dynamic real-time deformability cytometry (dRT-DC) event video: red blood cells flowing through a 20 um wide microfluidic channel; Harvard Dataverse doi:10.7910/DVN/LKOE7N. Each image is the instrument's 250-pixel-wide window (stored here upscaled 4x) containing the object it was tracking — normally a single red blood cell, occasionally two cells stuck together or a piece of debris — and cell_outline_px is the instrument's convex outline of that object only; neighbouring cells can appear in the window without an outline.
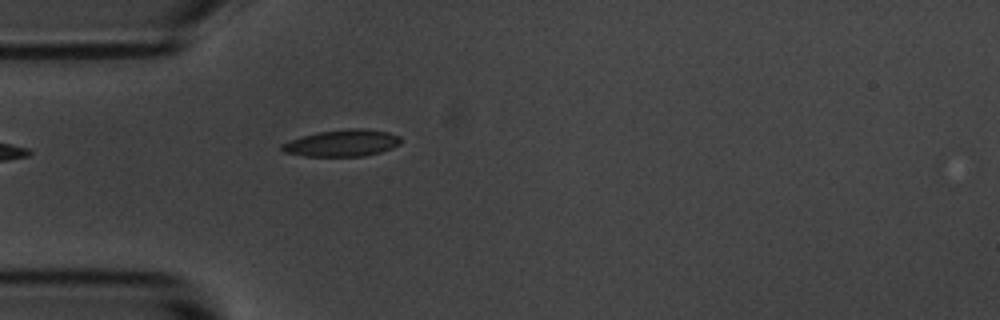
{"species": "common noctule bat (a hibernating species)", "species_latin": "Nyctalus noctula", "temperature_condition": "room temperature", "stored_images_in_passage": 2, "camera_frame_rate_fps": 3000, "um_per_image_px": 0.085, "animal": {"sex": "male", "body_mass_g": 20.1, "forearm_length_mm": 53.5}, "frame": {"image": 1, "passage_image": 2, "time_ms": 2.0, "image_size_px": [1000, 320], "cell_outline_px": [[400, 144], [392, 148], [380, 152], [364, 156], [304, 156], [284, 152], [280, 148], [280, 144], [304, 136], [320, 132], [348, 128], [360, 128], [388, 132], [400, 136]], "centroid_in_image_um": [29.1, 12.16], "position_along_channel_um": 55.9, "area_um2": 18.38}}